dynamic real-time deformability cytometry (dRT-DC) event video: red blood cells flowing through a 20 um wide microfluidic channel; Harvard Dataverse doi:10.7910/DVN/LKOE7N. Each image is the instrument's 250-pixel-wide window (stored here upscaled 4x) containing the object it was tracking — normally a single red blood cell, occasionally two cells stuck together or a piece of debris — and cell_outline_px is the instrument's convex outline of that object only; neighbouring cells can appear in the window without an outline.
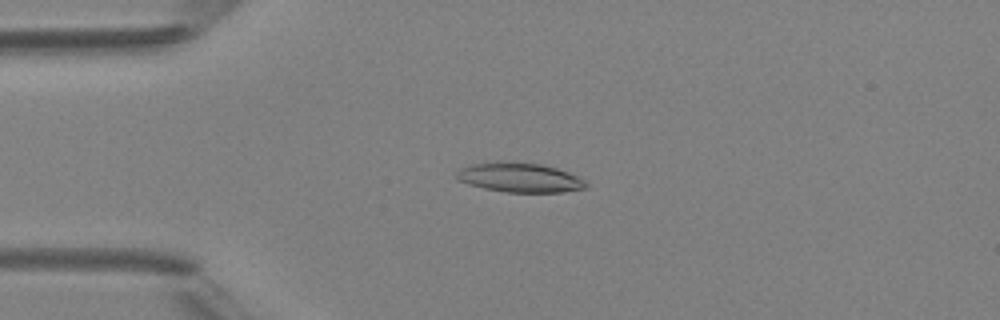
{"species": "Egyptian fruit bat (a non-hibernating species)", "species_latin": "Rousettus aegyptiacus", "temperature_condition": "room temperature", "stored_images_in_passage": 6, "camera_frame_rate_fps": 3000, "um_per_image_px": 0.085, "animal": {"sex": "female"}, "frame": {"image": 1, "passage_image": 2, "time_ms": 2.0, "image_size_px": [1000, 320], "cell_outline_px": [[588, 188], [560, 192], [504, 192], [484, 188], [468, 184], [456, 180], [456, 172], [460, 168], [472, 164], [488, 160], [500, 160], [540, 164], [556, 168], [568, 172], [584, 180], [588, 184]], "centroid_in_image_um": [44.11, 15.07], "position_along_channel_um": 40.9, "area_um2": 22.6}}
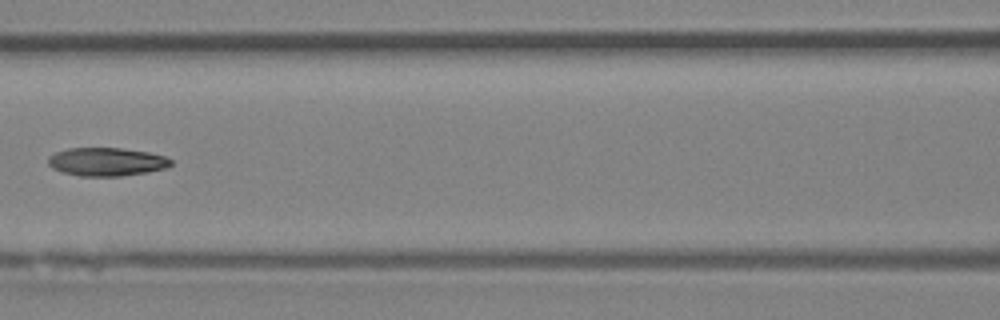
{"frame": {"image": 2, "passage_image": 5, "time_ms": 5.333, "image_size_px": [1000, 320], "cell_outline_px": [[172, 164], [168, 168], [148, 172], [120, 176], [80, 176], [64, 172], [52, 168], [48, 164], [48, 156], [56, 152], [68, 148], [120, 148], [148, 152], [164, 156], [172, 160]], "centroid_in_image_um": [9.07, 13.75], "position_along_channel_um": 157.5, "area_um2": 20.29}}
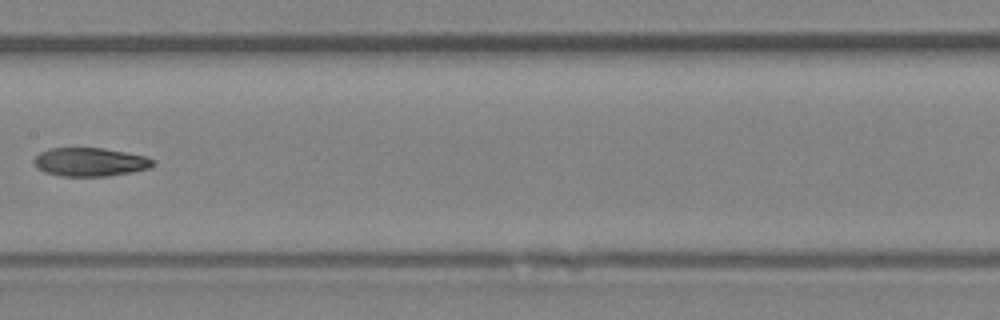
{"frame": {"image": 3, "passage_image": 6, "time_ms": 6.333, "image_size_px": [1000, 320], "cell_outline_px": [[156, 164], [148, 168], [108, 176], [60, 176], [44, 172], [36, 168], [32, 160], [40, 152], [48, 148], [100, 148], [124, 152], [144, 156], [156, 160]], "centroid_in_image_um": [7.6, 13.77], "position_along_channel_um": 199.8, "area_um2": 19.77}}